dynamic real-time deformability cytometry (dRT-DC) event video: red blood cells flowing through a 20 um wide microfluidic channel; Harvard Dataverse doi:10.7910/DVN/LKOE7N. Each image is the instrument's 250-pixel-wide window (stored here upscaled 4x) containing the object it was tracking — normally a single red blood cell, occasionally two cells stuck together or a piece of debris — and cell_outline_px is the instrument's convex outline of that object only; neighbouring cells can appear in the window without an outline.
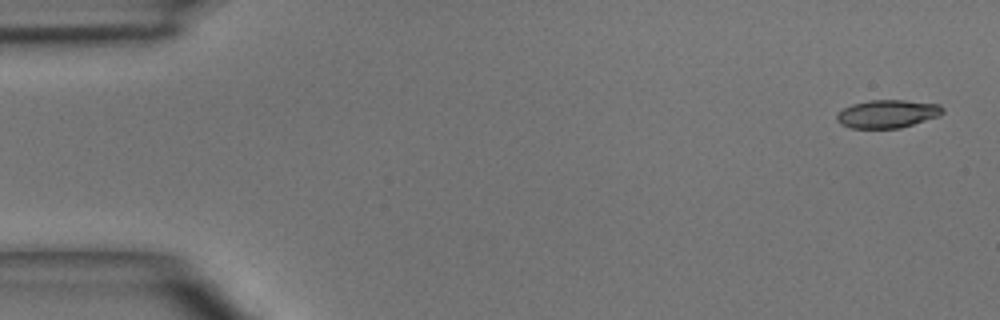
{"species": "common noctule bat (a hibernating species)", "species_latin": "Nyctalus noctula", "temperature_condition": "room temperature", "stored_images_in_passage": 4, "camera_frame_rate_fps": 3000, "um_per_image_px": 0.085, "animal": {"sex": "male", "body_mass_g": 15.6}, "frame": {"image": 1, "passage_image": 1, "time_ms": 0.0, "image_size_px": [1000, 320], "cell_outline_px": [[944, 112], [940, 116], [900, 128], [852, 128], [840, 124], [836, 120], [836, 116], [844, 108], [852, 104], [868, 100], [904, 100], [940, 104], [944, 108]], "centroid_in_image_um": [75.46, 9.67], "position_along_channel_um": 9.5, "area_um2": 17.4}}